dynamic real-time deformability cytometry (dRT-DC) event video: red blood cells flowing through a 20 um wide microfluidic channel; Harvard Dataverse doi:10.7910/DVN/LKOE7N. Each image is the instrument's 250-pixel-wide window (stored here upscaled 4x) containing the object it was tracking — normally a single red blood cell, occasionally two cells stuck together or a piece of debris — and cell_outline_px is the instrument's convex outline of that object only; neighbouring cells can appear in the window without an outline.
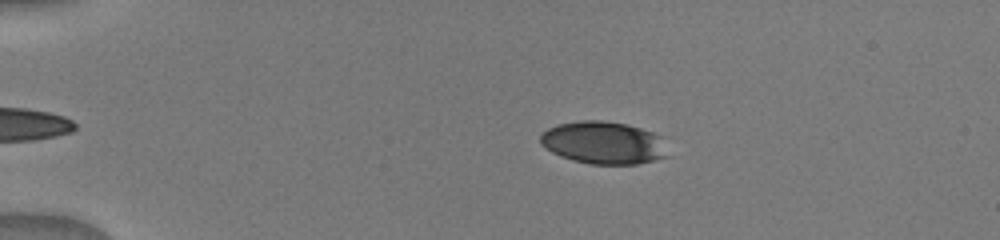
{"species": "human", "species_latin": "Homo sapiens", "temperature_condition": "warm", "stored_images_in_passage": 14, "camera_frame_rate_fps": 3000, "um_per_image_px": 0.085, "donor": {"sex": "male"}, "frame": {"image": 1, "passage_image": 1, "time_ms": 0.0, "image_size_px": [1000, 240], "cell_outline_px": [[668, 156], [636, 164], [588, 164], [572, 160], [552, 152], [540, 144], [540, 136], [548, 128], [560, 124], [580, 120], [600, 120], [628, 124], [652, 132], [660, 136]], "centroid_in_image_um": [51.27, 12.13], "position_along_channel_um": 33.7, "area_um2": 31.39}}
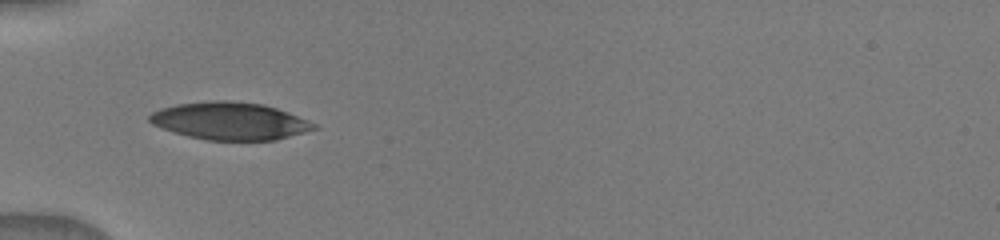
{"frame": {"image": 2, "passage_image": 5, "time_ms": 2.333, "image_size_px": [1000, 240], "cell_outline_px": [[320, 128], [276, 140], [208, 140], [188, 136], [152, 124], [148, 120], [148, 116], [152, 112], [160, 108], [176, 104], [212, 100], [224, 100], [264, 104], [288, 112], [308, 120], [316, 124]], "centroid_in_image_um": [19.56, 10.28], "position_along_channel_um": 65.4, "area_um2": 35.89}}
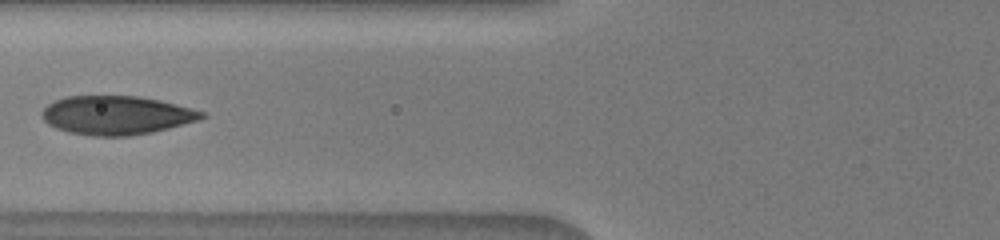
{"frame": {"image": 3, "passage_image": 7, "time_ms": 3.667, "image_size_px": [1000, 240], "cell_outline_px": [[208, 116], [200, 120], [152, 132], [128, 136], [92, 136], [68, 132], [56, 128], [48, 124], [44, 120], [40, 112], [48, 104], [64, 96], [140, 96], [160, 100], [192, 108], [204, 112]], "centroid_in_image_um": [9.9, 9.79], "position_along_channel_um": 115.9, "area_um2": 36.24}}